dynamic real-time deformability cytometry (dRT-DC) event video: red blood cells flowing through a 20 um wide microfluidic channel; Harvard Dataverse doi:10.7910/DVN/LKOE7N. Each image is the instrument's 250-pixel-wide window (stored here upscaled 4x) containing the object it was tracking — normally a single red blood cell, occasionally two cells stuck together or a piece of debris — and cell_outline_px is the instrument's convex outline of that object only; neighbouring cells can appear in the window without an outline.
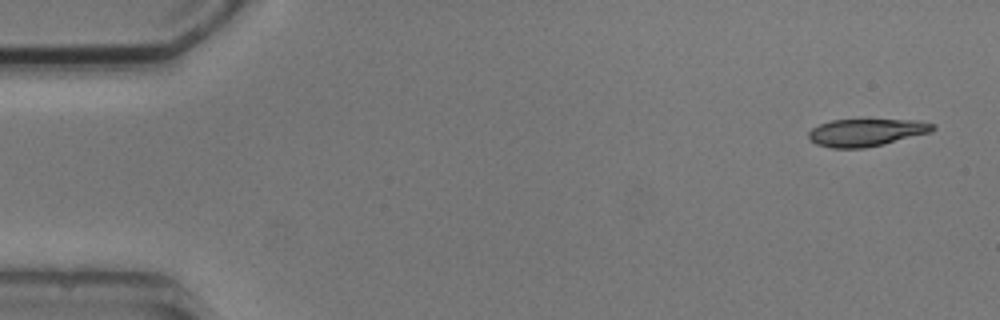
{"species": "common noctule bat (a hibernating species)", "species_latin": "Nyctalus noctula", "temperature_condition": "cold", "stored_images_in_passage": 9, "camera_frame_rate_fps": 3000, "um_per_image_px": 0.085, "animal": {"sex": "male", "body_mass_g": 20.5, "forearm_length_mm": 52.5}, "frame": {"image": 1, "passage_image": 1, "time_ms": 0.0, "image_size_px": [1000, 320], "cell_outline_px": [[936, 128], [932, 132], [884, 144], [864, 148], [832, 148], [816, 144], [808, 136], [808, 132], [812, 128], [820, 124], [832, 120], [916, 120], [936, 124]], "centroid_in_image_um": [73.66, 11.26], "position_along_channel_um": 11.3, "area_um2": 19.83}}
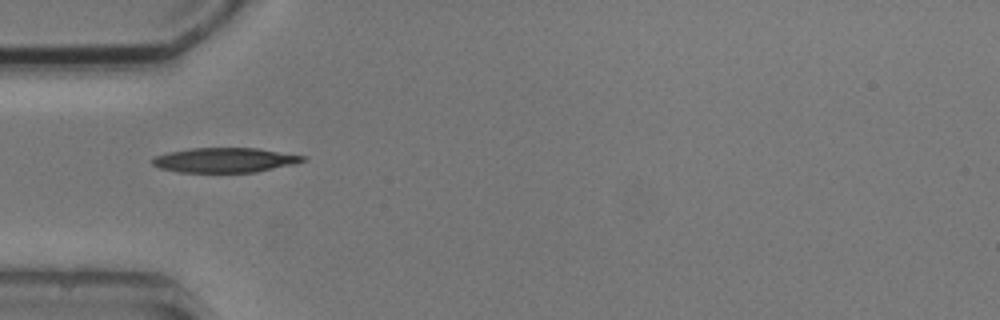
{"frame": {"image": 2, "passage_image": 4, "time_ms": 4.667, "image_size_px": [1000, 320], "cell_outline_px": [[308, 160], [296, 164], [256, 172], [180, 172], [160, 168], [152, 164], [152, 156], [168, 152], [192, 148], [256, 148], [308, 156]], "centroid_in_image_um": [19.15, 13.6], "position_along_channel_um": 65.8, "area_um2": 21.85}}